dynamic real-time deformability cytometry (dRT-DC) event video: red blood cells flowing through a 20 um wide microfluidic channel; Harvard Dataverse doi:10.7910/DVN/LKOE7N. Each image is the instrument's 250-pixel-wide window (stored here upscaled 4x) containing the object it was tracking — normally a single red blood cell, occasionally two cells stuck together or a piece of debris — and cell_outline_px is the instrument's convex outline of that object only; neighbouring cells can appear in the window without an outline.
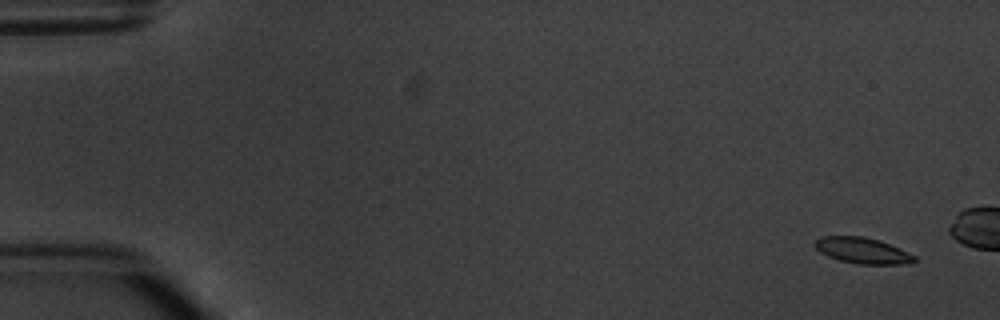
{"species": "common noctule bat (a hibernating species)", "species_latin": "Nyctalus noctula", "temperature_condition": "warm", "stored_images_in_passage": 4, "camera_frame_rate_fps": 3000, "um_per_image_px": 0.085, "animal": {"sex": "male", "body_mass_g": 20.1, "forearm_length_mm": 53.5}, "frame": {"image": 1, "passage_image": 1, "time_ms": 0.0, "image_size_px": [1000, 320], "cell_outline_px": [[916, 260], [900, 264], [856, 264], [840, 260], [828, 256], [820, 252], [812, 244], [820, 236], [864, 236], [880, 240], [908, 252], [916, 256]], "centroid_in_image_um": [73.27, 21.28], "position_along_channel_um": 11.7, "area_um2": 15.03}}